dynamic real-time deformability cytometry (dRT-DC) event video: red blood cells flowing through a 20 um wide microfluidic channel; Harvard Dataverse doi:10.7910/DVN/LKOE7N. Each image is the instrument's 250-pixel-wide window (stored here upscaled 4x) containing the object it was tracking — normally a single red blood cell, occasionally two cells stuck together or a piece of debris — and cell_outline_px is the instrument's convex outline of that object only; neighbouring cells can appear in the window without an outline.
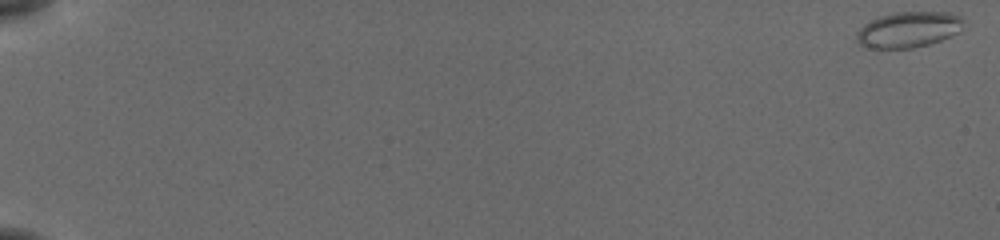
{"species": "common noctule bat (a hibernating species)", "species_latin": "Nyctalus noctula", "temperature_condition": "cold", "stored_images_in_passage": 57, "camera_frame_rate_fps": 3000, "um_per_image_px": 0.085, "animal": {"sex": "female", "body_mass_g": 19.5, "forearm_length_mm": 54.1}, "frame": {"image": 1, "passage_image": 1, "time_ms": 0.0, "image_size_px": [1000, 240], "cell_outline_px": [[964, 20], [960, 32], [940, 40], [928, 44], [912, 48], [868, 48], [860, 44], [856, 40], [856, 32], [864, 24], [880, 16], [896, 12], [948, 12], [960, 16]], "centroid_in_image_um": [77.22, 2.51], "position_along_channel_um": 7.8, "area_um2": 22.25}}
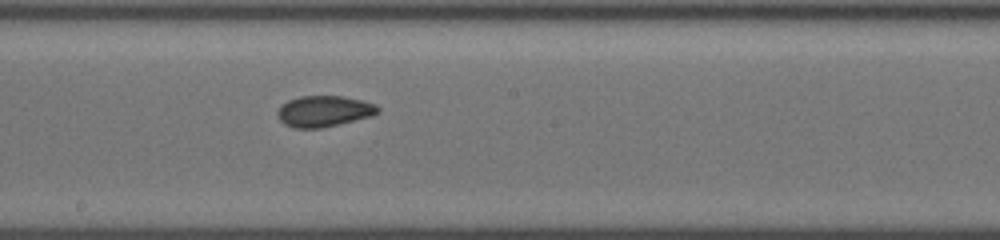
{"frame": {"image": 2, "passage_image": 34, "time_ms": 11.0, "image_size_px": [1000, 240], "cell_outline_px": [[380, 112], [372, 116], [320, 128], [296, 128], [284, 124], [276, 116], [276, 112], [280, 104], [288, 100], [300, 96], [344, 96], [376, 104], [380, 108]], "centroid_in_image_um": [27.51, 9.44], "position_along_channel_um": 220.7, "area_um2": 18.26}}
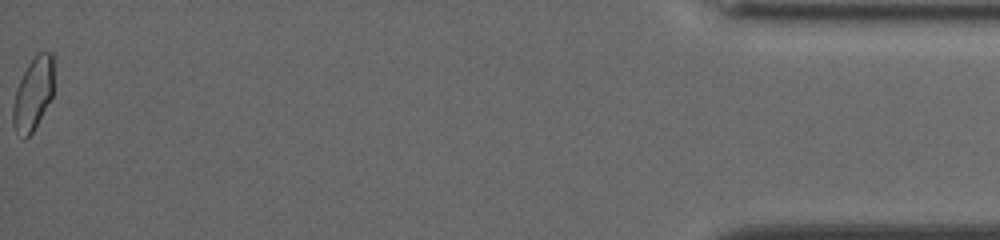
{"frame": {"image": 3, "passage_image": 57, "time_ms": 18.667, "image_size_px": [1000, 240], "cell_outline_px": [[52, 96], [32, 132], [24, 140], [12, 124], [12, 108], [16, 88], [28, 64], [36, 52], [52, 52]], "centroid_in_image_um": [2.78, 7.96], "position_along_channel_um": 432.4, "area_um2": 16.99}, "authors_computed_cell_mechanics": {"area_um2": 18.4382, "velocity_mm_per_s": 3.8198, "shape_relaxation_time_tau1_ms": 7.8147, "shape_relaxation_time_tau2_ms": 1.9089, "deformation_change_tau1": 0.1074, "deformation_change_tau2": 0.0403}}